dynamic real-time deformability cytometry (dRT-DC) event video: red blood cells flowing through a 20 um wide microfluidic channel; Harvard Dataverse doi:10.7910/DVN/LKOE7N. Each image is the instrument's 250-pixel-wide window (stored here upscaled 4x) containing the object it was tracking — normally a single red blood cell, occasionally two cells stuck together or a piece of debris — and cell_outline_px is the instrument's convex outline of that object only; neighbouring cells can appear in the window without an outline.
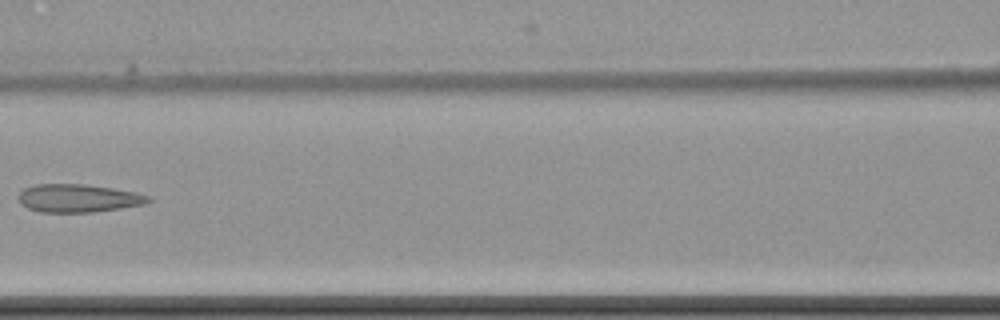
{"species": "common noctule bat (a hibernating species)", "species_latin": "Nyctalus noctula", "temperature_condition": "cold", "stored_images_in_passage": 8, "camera_frame_rate_fps": 3000, "um_per_image_px": 0.085, "animal": {"sex": "female", "body_mass_g": 22.7, "forearm_length_mm": 54.2}, "frame": {"image": 1, "passage_image": 8, "time_ms": 9.333, "image_size_px": [1000, 320], "cell_outline_px": [[152, 200], [148, 204], [92, 212], [40, 212], [28, 208], [20, 204], [16, 196], [24, 188], [36, 184], [84, 184], [112, 188], [136, 192], [148, 196]], "centroid_in_image_um": [6.63, 16.85], "position_along_channel_um": 160.0, "area_um2": 21.39}}